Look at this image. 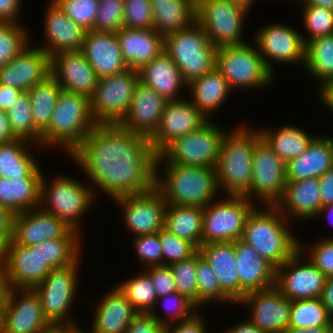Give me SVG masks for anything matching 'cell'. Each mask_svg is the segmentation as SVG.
<instances>
[{"instance_id":"2e32d148","label":"cell","mask_w":333,"mask_h":333,"mask_svg":"<svg viewBox=\"0 0 333 333\" xmlns=\"http://www.w3.org/2000/svg\"><path fill=\"white\" fill-rule=\"evenodd\" d=\"M302 247L299 242V250L275 268V287L291 301L320 298L327 278L310 261L299 264L302 262Z\"/></svg>"},{"instance_id":"484cf974","label":"cell","mask_w":333,"mask_h":333,"mask_svg":"<svg viewBox=\"0 0 333 333\" xmlns=\"http://www.w3.org/2000/svg\"><path fill=\"white\" fill-rule=\"evenodd\" d=\"M166 102L167 100L155 90L139 82L129 111L120 125L149 138L159 126Z\"/></svg>"},{"instance_id":"f546056e","label":"cell","mask_w":333,"mask_h":333,"mask_svg":"<svg viewBox=\"0 0 333 333\" xmlns=\"http://www.w3.org/2000/svg\"><path fill=\"white\" fill-rule=\"evenodd\" d=\"M275 207L287 219L290 215L294 218L300 217V219L315 217L321 208L319 179L287 181L283 194Z\"/></svg>"},{"instance_id":"30bf717a","label":"cell","mask_w":333,"mask_h":333,"mask_svg":"<svg viewBox=\"0 0 333 333\" xmlns=\"http://www.w3.org/2000/svg\"><path fill=\"white\" fill-rule=\"evenodd\" d=\"M228 198V199H227ZM204 207L202 244L232 242L243 238L247 217L255 208L253 198L228 195Z\"/></svg>"},{"instance_id":"f907efd6","label":"cell","mask_w":333,"mask_h":333,"mask_svg":"<svg viewBox=\"0 0 333 333\" xmlns=\"http://www.w3.org/2000/svg\"><path fill=\"white\" fill-rule=\"evenodd\" d=\"M159 241L162 247V265L168 266L189 259L198 252L193 243L177 237L164 227L159 231Z\"/></svg>"},{"instance_id":"7dc6e473","label":"cell","mask_w":333,"mask_h":333,"mask_svg":"<svg viewBox=\"0 0 333 333\" xmlns=\"http://www.w3.org/2000/svg\"><path fill=\"white\" fill-rule=\"evenodd\" d=\"M197 277V307L207 304V302L234 301L221 289L220 283L216 278L211 266L201 257L198 252V262L196 267ZM212 300V301H211Z\"/></svg>"},{"instance_id":"5bb4252c","label":"cell","mask_w":333,"mask_h":333,"mask_svg":"<svg viewBox=\"0 0 333 333\" xmlns=\"http://www.w3.org/2000/svg\"><path fill=\"white\" fill-rule=\"evenodd\" d=\"M286 182V162L260 138L253 151L250 190L244 196L249 199L255 194L267 206H275L283 194Z\"/></svg>"},{"instance_id":"681fc988","label":"cell","mask_w":333,"mask_h":333,"mask_svg":"<svg viewBox=\"0 0 333 333\" xmlns=\"http://www.w3.org/2000/svg\"><path fill=\"white\" fill-rule=\"evenodd\" d=\"M198 252L189 259L168 265L175 279L176 291L186 296L197 306L196 267Z\"/></svg>"},{"instance_id":"44dd1931","label":"cell","mask_w":333,"mask_h":333,"mask_svg":"<svg viewBox=\"0 0 333 333\" xmlns=\"http://www.w3.org/2000/svg\"><path fill=\"white\" fill-rule=\"evenodd\" d=\"M239 303L252 307L249 320L266 333H284L289 326L292 301L275 286L247 293Z\"/></svg>"},{"instance_id":"d6a6232c","label":"cell","mask_w":333,"mask_h":333,"mask_svg":"<svg viewBox=\"0 0 333 333\" xmlns=\"http://www.w3.org/2000/svg\"><path fill=\"white\" fill-rule=\"evenodd\" d=\"M91 333H126L138 314L117 287L107 293L96 306Z\"/></svg>"},{"instance_id":"11e5206c","label":"cell","mask_w":333,"mask_h":333,"mask_svg":"<svg viewBox=\"0 0 333 333\" xmlns=\"http://www.w3.org/2000/svg\"><path fill=\"white\" fill-rule=\"evenodd\" d=\"M304 4H311L315 6H322L327 9L333 10V0H299Z\"/></svg>"},{"instance_id":"b9f144b4","label":"cell","mask_w":333,"mask_h":333,"mask_svg":"<svg viewBox=\"0 0 333 333\" xmlns=\"http://www.w3.org/2000/svg\"><path fill=\"white\" fill-rule=\"evenodd\" d=\"M79 231L70 229L63 237L41 242V255L51 269L64 268L79 262Z\"/></svg>"},{"instance_id":"89a4df30","label":"cell","mask_w":333,"mask_h":333,"mask_svg":"<svg viewBox=\"0 0 333 333\" xmlns=\"http://www.w3.org/2000/svg\"><path fill=\"white\" fill-rule=\"evenodd\" d=\"M320 299L328 313L333 317V277L326 278Z\"/></svg>"},{"instance_id":"7402d4cb","label":"cell","mask_w":333,"mask_h":333,"mask_svg":"<svg viewBox=\"0 0 333 333\" xmlns=\"http://www.w3.org/2000/svg\"><path fill=\"white\" fill-rule=\"evenodd\" d=\"M50 75L63 90L91 98L99 77L81 51L60 52L50 56Z\"/></svg>"},{"instance_id":"ba28073f","label":"cell","mask_w":333,"mask_h":333,"mask_svg":"<svg viewBox=\"0 0 333 333\" xmlns=\"http://www.w3.org/2000/svg\"><path fill=\"white\" fill-rule=\"evenodd\" d=\"M138 83V70L134 69L99 78L95 93L90 98L96 124H120L129 111Z\"/></svg>"},{"instance_id":"7a4b0ae2","label":"cell","mask_w":333,"mask_h":333,"mask_svg":"<svg viewBox=\"0 0 333 333\" xmlns=\"http://www.w3.org/2000/svg\"><path fill=\"white\" fill-rule=\"evenodd\" d=\"M165 161L166 170L160 177L157 167ZM155 188L167 204L205 207L217 197L219 187L215 168L182 166L157 154Z\"/></svg>"},{"instance_id":"8d00e7d4","label":"cell","mask_w":333,"mask_h":333,"mask_svg":"<svg viewBox=\"0 0 333 333\" xmlns=\"http://www.w3.org/2000/svg\"><path fill=\"white\" fill-rule=\"evenodd\" d=\"M42 177H20L7 179L0 177V205L16 214L40 205Z\"/></svg>"},{"instance_id":"9a60e30c","label":"cell","mask_w":333,"mask_h":333,"mask_svg":"<svg viewBox=\"0 0 333 333\" xmlns=\"http://www.w3.org/2000/svg\"><path fill=\"white\" fill-rule=\"evenodd\" d=\"M73 265L52 269L44 280L33 289L38 294L43 313L49 322L69 323L77 328L78 324L65 320L74 301L77 289V266Z\"/></svg>"},{"instance_id":"7bdbcfd3","label":"cell","mask_w":333,"mask_h":333,"mask_svg":"<svg viewBox=\"0 0 333 333\" xmlns=\"http://www.w3.org/2000/svg\"><path fill=\"white\" fill-rule=\"evenodd\" d=\"M305 68L323 86L333 80V35L312 39L306 43Z\"/></svg>"},{"instance_id":"816d5d0a","label":"cell","mask_w":333,"mask_h":333,"mask_svg":"<svg viewBox=\"0 0 333 333\" xmlns=\"http://www.w3.org/2000/svg\"><path fill=\"white\" fill-rule=\"evenodd\" d=\"M303 5L305 28L310 34L307 39H303L305 44L312 39L333 35V10L311 4Z\"/></svg>"},{"instance_id":"836d02e7","label":"cell","mask_w":333,"mask_h":333,"mask_svg":"<svg viewBox=\"0 0 333 333\" xmlns=\"http://www.w3.org/2000/svg\"><path fill=\"white\" fill-rule=\"evenodd\" d=\"M139 82L152 88L167 101L181 99L178 91L183 85L187 87L175 62L162 52L139 70Z\"/></svg>"},{"instance_id":"603a6c76","label":"cell","mask_w":333,"mask_h":333,"mask_svg":"<svg viewBox=\"0 0 333 333\" xmlns=\"http://www.w3.org/2000/svg\"><path fill=\"white\" fill-rule=\"evenodd\" d=\"M50 75V56L39 47H26L0 68V84L28 91Z\"/></svg>"},{"instance_id":"5b68a950","label":"cell","mask_w":333,"mask_h":333,"mask_svg":"<svg viewBox=\"0 0 333 333\" xmlns=\"http://www.w3.org/2000/svg\"><path fill=\"white\" fill-rule=\"evenodd\" d=\"M90 98L61 89L48 128L41 134V145H63L72 154L96 126Z\"/></svg>"},{"instance_id":"c3c4849f","label":"cell","mask_w":333,"mask_h":333,"mask_svg":"<svg viewBox=\"0 0 333 333\" xmlns=\"http://www.w3.org/2000/svg\"><path fill=\"white\" fill-rule=\"evenodd\" d=\"M18 24L17 22H0V68L29 46L30 35L22 25Z\"/></svg>"},{"instance_id":"9c48e42d","label":"cell","mask_w":333,"mask_h":333,"mask_svg":"<svg viewBox=\"0 0 333 333\" xmlns=\"http://www.w3.org/2000/svg\"><path fill=\"white\" fill-rule=\"evenodd\" d=\"M51 270L42 258L41 243L25 246L11 239L0 249V282L6 289H33Z\"/></svg>"},{"instance_id":"e7e4bbea","label":"cell","mask_w":333,"mask_h":333,"mask_svg":"<svg viewBox=\"0 0 333 333\" xmlns=\"http://www.w3.org/2000/svg\"><path fill=\"white\" fill-rule=\"evenodd\" d=\"M321 207L333 205V168L319 178Z\"/></svg>"},{"instance_id":"be15d7a7","label":"cell","mask_w":333,"mask_h":333,"mask_svg":"<svg viewBox=\"0 0 333 333\" xmlns=\"http://www.w3.org/2000/svg\"><path fill=\"white\" fill-rule=\"evenodd\" d=\"M196 313L187 320L176 323V327L166 325L165 333H207L203 319Z\"/></svg>"},{"instance_id":"3957f363","label":"cell","mask_w":333,"mask_h":333,"mask_svg":"<svg viewBox=\"0 0 333 333\" xmlns=\"http://www.w3.org/2000/svg\"><path fill=\"white\" fill-rule=\"evenodd\" d=\"M260 138L259 131L246 126L238 125L233 132L225 133L215 168L219 190L234 196H244L250 190L253 151Z\"/></svg>"},{"instance_id":"2a66077c","label":"cell","mask_w":333,"mask_h":333,"mask_svg":"<svg viewBox=\"0 0 333 333\" xmlns=\"http://www.w3.org/2000/svg\"><path fill=\"white\" fill-rule=\"evenodd\" d=\"M5 291H6V288L0 282V333L2 330V310H3V304H4Z\"/></svg>"},{"instance_id":"6f0895ef","label":"cell","mask_w":333,"mask_h":333,"mask_svg":"<svg viewBox=\"0 0 333 333\" xmlns=\"http://www.w3.org/2000/svg\"><path fill=\"white\" fill-rule=\"evenodd\" d=\"M134 247L139 261L149 266L162 265V247L159 241V232L155 234L134 236Z\"/></svg>"},{"instance_id":"ab89813d","label":"cell","mask_w":333,"mask_h":333,"mask_svg":"<svg viewBox=\"0 0 333 333\" xmlns=\"http://www.w3.org/2000/svg\"><path fill=\"white\" fill-rule=\"evenodd\" d=\"M263 141L284 161L301 156L315 138L294 126H283L279 130L258 129Z\"/></svg>"},{"instance_id":"6125c7cd","label":"cell","mask_w":333,"mask_h":333,"mask_svg":"<svg viewBox=\"0 0 333 333\" xmlns=\"http://www.w3.org/2000/svg\"><path fill=\"white\" fill-rule=\"evenodd\" d=\"M15 217L13 210L0 205V249L13 239Z\"/></svg>"},{"instance_id":"277c9868","label":"cell","mask_w":333,"mask_h":333,"mask_svg":"<svg viewBox=\"0 0 333 333\" xmlns=\"http://www.w3.org/2000/svg\"><path fill=\"white\" fill-rule=\"evenodd\" d=\"M256 208L247 217L242 240L277 268L299 250V242L275 206H268L267 211Z\"/></svg>"},{"instance_id":"ffe728a7","label":"cell","mask_w":333,"mask_h":333,"mask_svg":"<svg viewBox=\"0 0 333 333\" xmlns=\"http://www.w3.org/2000/svg\"><path fill=\"white\" fill-rule=\"evenodd\" d=\"M255 36L257 49L266 67L274 74L272 63L267 59L286 62V64L302 61L305 64L306 44L304 37L284 24H270L261 27Z\"/></svg>"},{"instance_id":"7c38bea8","label":"cell","mask_w":333,"mask_h":333,"mask_svg":"<svg viewBox=\"0 0 333 333\" xmlns=\"http://www.w3.org/2000/svg\"><path fill=\"white\" fill-rule=\"evenodd\" d=\"M44 180L42 176L39 207L58 217L71 229L79 231L78 221L91 207L94 198L91 187L89 189L85 184L64 176H57L49 187L45 185Z\"/></svg>"},{"instance_id":"cb8c5ba5","label":"cell","mask_w":333,"mask_h":333,"mask_svg":"<svg viewBox=\"0 0 333 333\" xmlns=\"http://www.w3.org/2000/svg\"><path fill=\"white\" fill-rule=\"evenodd\" d=\"M81 52L99 78L129 69L116 33L87 30Z\"/></svg>"},{"instance_id":"deb4b68c","label":"cell","mask_w":333,"mask_h":333,"mask_svg":"<svg viewBox=\"0 0 333 333\" xmlns=\"http://www.w3.org/2000/svg\"><path fill=\"white\" fill-rule=\"evenodd\" d=\"M328 333H333V324L329 327Z\"/></svg>"},{"instance_id":"f35d334b","label":"cell","mask_w":333,"mask_h":333,"mask_svg":"<svg viewBox=\"0 0 333 333\" xmlns=\"http://www.w3.org/2000/svg\"><path fill=\"white\" fill-rule=\"evenodd\" d=\"M25 139L0 143V177L15 179L20 177H42L37 161L27 148ZM23 144V145H22Z\"/></svg>"},{"instance_id":"f1b7e54d","label":"cell","mask_w":333,"mask_h":333,"mask_svg":"<svg viewBox=\"0 0 333 333\" xmlns=\"http://www.w3.org/2000/svg\"><path fill=\"white\" fill-rule=\"evenodd\" d=\"M116 35L129 69L139 70L164 50V36L153 28L130 29L123 26Z\"/></svg>"},{"instance_id":"680465c9","label":"cell","mask_w":333,"mask_h":333,"mask_svg":"<svg viewBox=\"0 0 333 333\" xmlns=\"http://www.w3.org/2000/svg\"><path fill=\"white\" fill-rule=\"evenodd\" d=\"M308 251L309 261L313 263L327 278L333 277V238L316 242Z\"/></svg>"},{"instance_id":"4316f807","label":"cell","mask_w":333,"mask_h":333,"mask_svg":"<svg viewBox=\"0 0 333 333\" xmlns=\"http://www.w3.org/2000/svg\"><path fill=\"white\" fill-rule=\"evenodd\" d=\"M70 229L52 213L36 207L16 214L13 240L25 246H35L47 240L63 237Z\"/></svg>"},{"instance_id":"d590c367","label":"cell","mask_w":333,"mask_h":333,"mask_svg":"<svg viewBox=\"0 0 333 333\" xmlns=\"http://www.w3.org/2000/svg\"><path fill=\"white\" fill-rule=\"evenodd\" d=\"M187 87L192 91L193 100L190 101L207 119L209 113L217 110L231 93L228 82L216 67L191 81Z\"/></svg>"},{"instance_id":"f6af8a7d","label":"cell","mask_w":333,"mask_h":333,"mask_svg":"<svg viewBox=\"0 0 333 333\" xmlns=\"http://www.w3.org/2000/svg\"><path fill=\"white\" fill-rule=\"evenodd\" d=\"M138 313H151L157 304V296L149 274L141 275L116 285Z\"/></svg>"},{"instance_id":"8fae6325","label":"cell","mask_w":333,"mask_h":333,"mask_svg":"<svg viewBox=\"0 0 333 333\" xmlns=\"http://www.w3.org/2000/svg\"><path fill=\"white\" fill-rule=\"evenodd\" d=\"M224 129L207 121L199 129L175 139L161 154L182 166L216 168Z\"/></svg>"},{"instance_id":"4dcf8cb0","label":"cell","mask_w":333,"mask_h":333,"mask_svg":"<svg viewBox=\"0 0 333 333\" xmlns=\"http://www.w3.org/2000/svg\"><path fill=\"white\" fill-rule=\"evenodd\" d=\"M201 257L211 266L221 289L235 302L240 301V278L236 266L234 241L205 243L198 248Z\"/></svg>"},{"instance_id":"52a82bcc","label":"cell","mask_w":333,"mask_h":333,"mask_svg":"<svg viewBox=\"0 0 333 333\" xmlns=\"http://www.w3.org/2000/svg\"><path fill=\"white\" fill-rule=\"evenodd\" d=\"M253 48L246 43L217 48L215 67L231 90L237 87H265L273 81L275 75L266 67L259 51Z\"/></svg>"},{"instance_id":"2644e50d","label":"cell","mask_w":333,"mask_h":333,"mask_svg":"<svg viewBox=\"0 0 333 333\" xmlns=\"http://www.w3.org/2000/svg\"><path fill=\"white\" fill-rule=\"evenodd\" d=\"M75 328V326H72L69 323L49 322L37 333H71Z\"/></svg>"},{"instance_id":"d6986e66","label":"cell","mask_w":333,"mask_h":333,"mask_svg":"<svg viewBox=\"0 0 333 333\" xmlns=\"http://www.w3.org/2000/svg\"><path fill=\"white\" fill-rule=\"evenodd\" d=\"M114 200L121 204L125 225L135 236L155 234L164 227L167 202L156 188L145 194L120 196Z\"/></svg>"},{"instance_id":"db71d44e","label":"cell","mask_w":333,"mask_h":333,"mask_svg":"<svg viewBox=\"0 0 333 333\" xmlns=\"http://www.w3.org/2000/svg\"><path fill=\"white\" fill-rule=\"evenodd\" d=\"M160 300L163 301L164 309L167 311L168 316L166 318L158 317L155 311H152L151 314L154 318L158 320L159 323L165 326L169 325L170 323H171L170 325H172L173 322H175V320H178V322L182 320H187L197 312L198 307L186 296L181 295L178 292L170 293L167 294L166 296L157 298V303Z\"/></svg>"},{"instance_id":"91938a15","label":"cell","mask_w":333,"mask_h":333,"mask_svg":"<svg viewBox=\"0 0 333 333\" xmlns=\"http://www.w3.org/2000/svg\"><path fill=\"white\" fill-rule=\"evenodd\" d=\"M149 268V269H148ZM146 271L151 277L157 298L177 292L175 279L167 265L149 266Z\"/></svg>"},{"instance_id":"1f68e13d","label":"cell","mask_w":333,"mask_h":333,"mask_svg":"<svg viewBox=\"0 0 333 333\" xmlns=\"http://www.w3.org/2000/svg\"><path fill=\"white\" fill-rule=\"evenodd\" d=\"M333 168V138L315 137L301 156L286 163L287 181L319 178Z\"/></svg>"},{"instance_id":"bcb514c9","label":"cell","mask_w":333,"mask_h":333,"mask_svg":"<svg viewBox=\"0 0 333 333\" xmlns=\"http://www.w3.org/2000/svg\"><path fill=\"white\" fill-rule=\"evenodd\" d=\"M14 135L17 138L35 141L41 145V133L35 128L32 119L31 102L27 91H23L7 112Z\"/></svg>"},{"instance_id":"6da1fadb","label":"cell","mask_w":333,"mask_h":333,"mask_svg":"<svg viewBox=\"0 0 333 333\" xmlns=\"http://www.w3.org/2000/svg\"><path fill=\"white\" fill-rule=\"evenodd\" d=\"M71 156L113 199L155 188L157 153L149 138L120 124H97Z\"/></svg>"},{"instance_id":"11a10c76","label":"cell","mask_w":333,"mask_h":333,"mask_svg":"<svg viewBox=\"0 0 333 333\" xmlns=\"http://www.w3.org/2000/svg\"><path fill=\"white\" fill-rule=\"evenodd\" d=\"M63 12L86 30H92L100 0H54Z\"/></svg>"},{"instance_id":"e575fe53","label":"cell","mask_w":333,"mask_h":333,"mask_svg":"<svg viewBox=\"0 0 333 333\" xmlns=\"http://www.w3.org/2000/svg\"><path fill=\"white\" fill-rule=\"evenodd\" d=\"M153 29L167 35L191 26L196 21V5L190 0H150Z\"/></svg>"},{"instance_id":"74e56055","label":"cell","mask_w":333,"mask_h":333,"mask_svg":"<svg viewBox=\"0 0 333 333\" xmlns=\"http://www.w3.org/2000/svg\"><path fill=\"white\" fill-rule=\"evenodd\" d=\"M204 207L167 204L164 228L197 248L202 245Z\"/></svg>"},{"instance_id":"9f6ffc18","label":"cell","mask_w":333,"mask_h":333,"mask_svg":"<svg viewBox=\"0 0 333 333\" xmlns=\"http://www.w3.org/2000/svg\"><path fill=\"white\" fill-rule=\"evenodd\" d=\"M124 27L130 29L153 28L150 0H124Z\"/></svg>"},{"instance_id":"09005b40","label":"cell","mask_w":333,"mask_h":333,"mask_svg":"<svg viewBox=\"0 0 333 333\" xmlns=\"http://www.w3.org/2000/svg\"><path fill=\"white\" fill-rule=\"evenodd\" d=\"M233 3H236L238 5H241L245 7L247 10L251 8V5L253 4L254 0H229Z\"/></svg>"},{"instance_id":"979ff035","label":"cell","mask_w":333,"mask_h":333,"mask_svg":"<svg viewBox=\"0 0 333 333\" xmlns=\"http://www.w3.org/2000/svg\"><path fill=\"white\" fill-rule=\"evenodd\" d=\"M71 333H85V332L83 330H81L80 327L79 328L77 327Z\"/></svg>"},{"instance_id":"94428289","label":"cell","mask_w":333,"mask_h":333,"mask_svg":"<svg viewBox=\"0 0 333 333\" xmlns=\"http://www.w3.org/2000/svg\"><path fill=\"white\" fill-rule=\"evenodd\" d=\"M165 327L151 313H138L131 320L126 333H165Z\"/></svg>"},{"instance_id":"ac0fdd59","label":"cell","mask_w":333,"mask_h":333,"mask_svg":"<svg viewBox=\"0 0 333 333\" xmlns=\"http://www.w3.org/2000/svg\"><path fill=\"white\" fill-rule=\"evenodd\" d=\"M16 290V291H15ZM24 297L16 299L19 292ZM49 323L34 289L8 288L2 310L1 333H37Z\"/></svg>"},{"instance_id":"34e18365","label":"cell","mask_w":333,"mask_h":333,"mask_svg":"<svg viewBox=\"0 0 333 333\" xmlns=\"http://www.w3.org/2000/svg\"><path fill=\"white\" fill-rule=\"evenodd\" d=\"M329 327L294 328L288 327L284 333H328Z\"/></svg>"},{"instance_id":"f5cc1de1","label":"cell","mask_w":333,"mask_h":333,"mask_svg":"<svg viewBox=\"0 0 333 333\" xmlns=\"http://www.w3.org/2000/svg\"><path fill=\"white\" fill-rule=\"evenodd\" d=\"M124 26V0H100L94 31L117 33Z\"/></svg>"},{"instance_id":"ee69618b","label":"cell","mask_w":333,"mask_h":333,"mask_svg":"<svg viewBox=\"0 0 333 333\" xmlns=\"http://www.w3.org/2000/svg\"><path fill=\"white\" fill-rule=\"evenodd\" d=\"M332 324L333 317L323 306L320 298L292 301L288 327H330Z\"/></svg>"},{"instance_id":"8992f818","label":"cell","mask_w":333,"mask_h":333,"mask_svg":"<svg viewBox=\"0 0 333 333\" xmlns=\"http://www.w3.org/2000/svg\"><path fill=\"white\" fill-rule=\"evenodd\" d=\"M217 48L195 21L191 26L164 35V50L189 84L211 71L216 64Z\"/></svg>"},{"instance_id":"d4e9b609","label":"cell","mask_w":333,"mask_h":333,"mask_svg":"<svg viewBox=\"0 0 333 333\" xmlns=\"http://www.w3.org/2000/svg\"><path fill=\"white\" fill-rule=\"evenodd\" d=\"M236 266L240 278V300L253 291L275 286V267L242 239L234 241Z\"/></svg>"},{"instance_id":"60d3db41","label":"cell","mask_w":333,"mask_h":333,"mask_svg":"<svg viewBox=\"0 0 333 333\" xmlns=\"http://www.w3.org/2000/svg\"><path fill=\"white\" fill-rule=\"evenodd\" d=\"M61 89L58 82L48 75L27 91L31 102L33 124L41 134L50 124Z\"/></svg>"},{"instance_id":"67dfc351","label":"cell","mask_w":333,"mask_h":333,"mask_svg":"<svg viewBox=\"0 0 333 333\" xmlns=\"http://www.w3.org/2000/svg\"><path fill=\"white\" fill-rule=\"evenodd\" d=\"M192 1L195 5H197L201 0H190Z\"/></svg>"},{"instance_id":"b9fcfbb0","label":"cell","mask_w":333,"mask_h":333,"mask_svg":"<svg viewBox=\"0 0 333 333\" xmlns=\"http://www.w3.org/2000/svg\"><path fill=\"white\" fill-rule=\"evenodd\" d=\"M324 212H326V213L328 212L327 213L328 219L330 218V216L333 218V216H332L333 215V205H327V206L321 207L319 209V212L317 215H320V213L322 214ZM329 220H331V219H329ZM330 223L333 225V220L330 221Z\"/></svg>"},{"instance_id":"8c879c8a","label":"cell","mask_w":333,"mask_h":333,"mask_svg":"<svg viewBox=\"0 0 333 333\" xmlns=\"http://www.w3.org/2000/svg\"><path fill=\"white\" fill-rule=\"evenodd\" d=\"M225 333H266L260 330L256 325H254L250 320L241 322L239 325L227 329Z\"/></svg>"},{"instance_id":"a7ac6f4b","label":"cell","mask_w":333,"mask_h":333,"mask_svg":"<svg viewBox=\"0 0 333 333\" xmlns=\"http://www.w3.org/2000/svg\"><path fill=\"white\" fill-rule=\"evenodd\" d=\"M17 139L14 135L7 112L0 110V143L11 142Z\"/></svg>"},{"instance_id":"03108f58","label":"cell","mask_w":333,"mask_h":333,"mask_svg":"<svg viewBox=\"0 0 333 333\" xmlns=\"http://www.w3.org/2000/svg\"><path fill=\"white\" fill-rule=\"evenodd\" d=\"M21 0H0V22H18Z\"/></svg>"},{"instance_id":"4fadbf2b","label":"cell","mask_w":333,"mask_h":333,"mask_svg":"<svg viewBox=\"0 0 333 333\" xmlns=\"http://www.w3.org/2000/svg\"><path fill=\"white\" fill-rule=\"evenodd\" d=\"M248 11L229 0H201L196 5V22L216 48L239 45L245 43L241 35Z\"/></svg>"},{"instance_id":"e0dca14e","label":"cell","mask_w":333,"mask_h":333,"mask_svg":"<svg viewBox=\"0 0 333 333\" xmlns=\"http://www.w3.org/2000/svg\"><path fill=\"white\" fill-rule=\"evenodd\" d=\"M188 99L167 101L159 126L149 137L153 150L160 154L175 139L203 126L208 119Z\"/></svg>"},{"instance_id":"753ad0ef","label":"cell","mask_w":333,"mask_h":333,"mask_svg":"<svg viewBox=\"0 0 333 333\" xmlns=\"http://www.w3.org/2000/svg\"><path fill=\"white\" fill-rule=\"evenodd\" d=\"M319 92L324 105L333 111V80L321 86Z\"/></svg>"},{"instance_id":"003e7915","label":"cell","mask_w":333,"mask_h":333,"mask_svg":"<svg viewBox=\"0 0 333 333\" xmlns=\"http://www.w3.org/2000/svg\"><path fill=\"white\" fill-rule=\"evenodd\" d=\"M22 92L19 88L0 84V110L8 112Z\"/></svg>"},{"instance_id":"83f0119b","label":"cell","mask_w":333,"mask_h":333,"mask_svg":"<svg viewBox=\"0 0 333 333\" xmlns=\"http://www.w3.org/2000/svg\"><path fill=\"white\" fill-rule=\"evenodd\" d=\"M50 2L44 23L48 43L45 44L46 47L39 48L49 56L60 52L81 51L87 30L72 21L54 0Z\"/></svg>"}]
</instances>
